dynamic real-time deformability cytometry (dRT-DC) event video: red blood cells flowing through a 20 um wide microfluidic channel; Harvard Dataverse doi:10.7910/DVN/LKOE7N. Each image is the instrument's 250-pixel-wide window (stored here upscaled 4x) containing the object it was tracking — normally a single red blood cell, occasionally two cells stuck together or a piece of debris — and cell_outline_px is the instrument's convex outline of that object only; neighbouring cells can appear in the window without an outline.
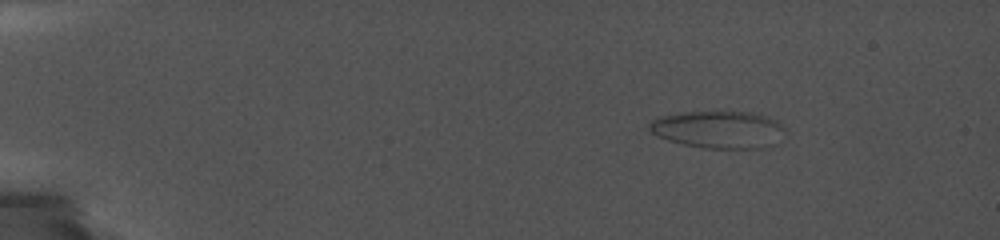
{"species": "common noctule bat (a hibernating species)", "species_latin": "Nyctalus noctula", "temperature_condition": "cold", "stored_images_in_passage": 77, "camera_frame_rate_fps": 5000, "um_per_image_px": 0.085, "animal": {"sex": "female", "body_mass_g": 19.0, "forearm_length_mm": 56.7}, "frame": {"image": 1, "passage_image": 1, "time_ms": 0.0, "image_size_px": [1000, 240], "cell_outline_px": [[788, 132], [776, 144], [768, 148], [700, 148], [668, 140], [656, 136], [648, 128], [648, 124], [652, 120], [664, 116], [684, 112], [744, 112], [764, 116], [776, 120]], "centroid_in_image_um": [61.12, 11.03], "position_along_channel_um": 23.9, "area_um2": 29.59}}
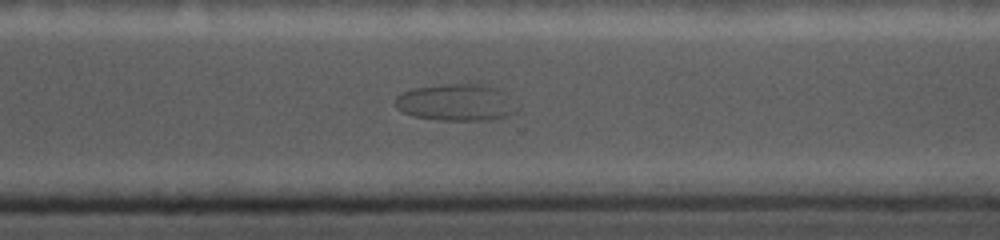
{"frame": {"image": 2, "passage_image": 55, "time_ms": 12.4, "image_size_px": [1000, 240], "cell_outline_px": [[520, 108], [516, 112], [508, 116], [488, 120], [440, 120], [412, 116], [404, 112], [396, 104], [396, 96], [412, 88], [444, 84], [484, 84], [496, 88], [504, 92]], "centroid_in_image_um": [38.83, 8.71], "position_along_channel_um": 331.8, "area_um2": 26.13}}
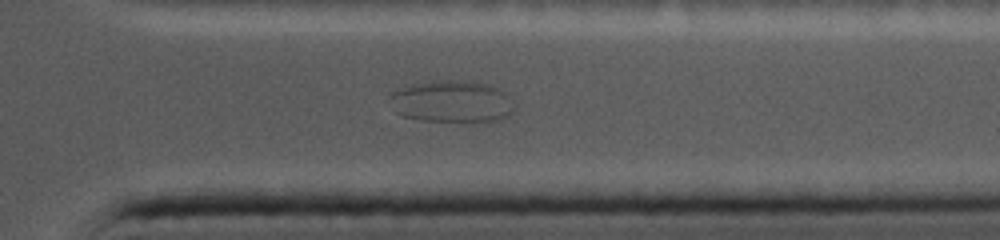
{"frame": {"image": 3, "passage_image": 62, "time_ms": 13.6, "image_size_px": [1000, 240], "cell_outline_px": [[516, 108], [508, 116], [500, 120], [468, 124], [420, 120], [404, 116], [396, 112], [388, 96], [392, 92], [400, 88], [412, 84], [432, 80], [468, 80], [488, 84], [500, 88], [508, 92], [512, 96], [516, 104]], "centroid_in_image_um": [38.51, 8.65], "position_along_channel_um": 372.9, "area_um2": 31.91}}